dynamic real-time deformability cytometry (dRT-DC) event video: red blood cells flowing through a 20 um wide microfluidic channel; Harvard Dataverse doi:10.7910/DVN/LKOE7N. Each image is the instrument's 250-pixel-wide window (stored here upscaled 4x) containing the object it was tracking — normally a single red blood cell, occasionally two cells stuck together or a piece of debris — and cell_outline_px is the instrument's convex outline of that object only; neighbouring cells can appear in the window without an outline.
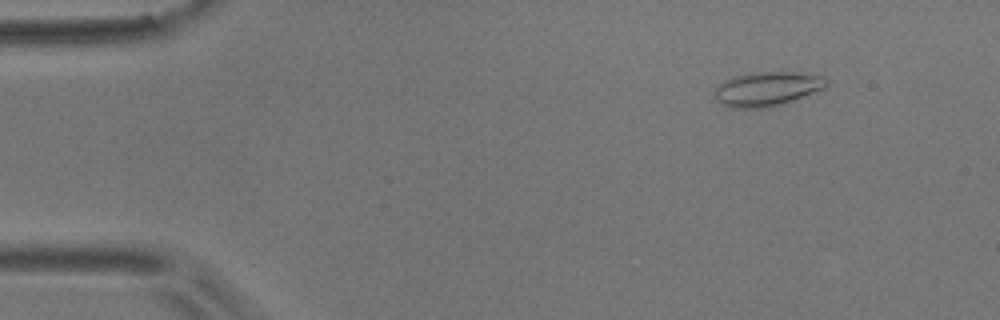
{"species": "common noctule bat (a hibernating species)", "species_latin": "Nyctalus noctula", "temperature_condition": "room temperature", "stored_images_in_passage": 3, "camera_frame_rate_fps": 3000, "um_per_image_px": 0.085, "animal": {"sex": "male", "body_mass_g": 17.9}, "frame": {"image": 1, "passage_image": 1, "time_ms": 0.0, "image_size_px": [1000, 320], "cell_outline_px": [[828, 84], [824, 88], [784, 104], [768, 108], [732, 108], [720, 104], [716, 100], [716, 84], [732, 76], [748, 72], [800, 72], [824, 76], [828, 80]], "centroid_in_image_um": [65.19, 7.55], "position_along_channel_um": 19.8, "area_um2": 22.77}}